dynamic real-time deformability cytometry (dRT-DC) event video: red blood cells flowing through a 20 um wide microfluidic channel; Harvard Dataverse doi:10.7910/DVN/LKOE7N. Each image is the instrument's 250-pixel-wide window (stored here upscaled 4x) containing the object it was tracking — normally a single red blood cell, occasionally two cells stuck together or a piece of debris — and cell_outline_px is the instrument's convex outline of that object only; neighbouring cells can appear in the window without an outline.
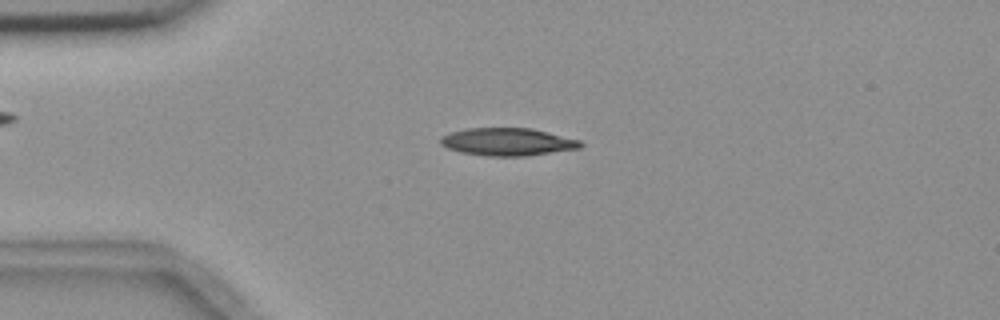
{"species": "common noctule bat (a hibernating species)", "species_latin": "Nyctalus noctula", "temperature_condition": "room temperature", "stored_images_in_passage": 3, "camera_frame_rate_fps": 3000, "um_per_image_px": 0.085, "animal": {"sex": "female", "body_mass_g": 18.4}, "frame": {"image": 1, "passage_image": 2, "time_ms": 1.333, "image_size_px": [1000, 320], "cell_outline_px": [[584, 144], [580, 148], [528, 156], [488, 156], [460, 152], [448, 148], [440, 144], [440, 136], [464, 128], [532, 128], [580, 140]], "centroid_in_image_um": [43.14, 12.05], "position_along_channel_um": 41.9, "area_um2": 22.66}}